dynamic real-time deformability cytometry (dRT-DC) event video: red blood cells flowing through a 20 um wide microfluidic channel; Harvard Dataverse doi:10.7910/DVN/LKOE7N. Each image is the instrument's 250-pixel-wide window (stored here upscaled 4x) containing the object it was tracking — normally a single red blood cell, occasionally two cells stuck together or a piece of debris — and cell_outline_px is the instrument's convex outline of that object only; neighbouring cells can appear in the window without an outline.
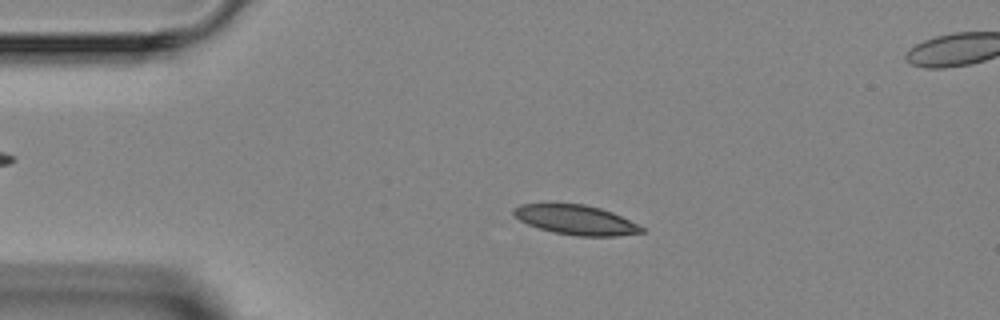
{"species": "Egyptian fruit bat (a non-hibernating species)", "species_latin": "Rousettus aegyptiacus", "temperature_condition": "room temperature", "stored_images_in_passage": 46, "segment_of_instrument_passage": [1, 2], "camera_frame_rate_fps": 3000, "um_per_image_px": 0.085, "animal": {"sex": "female"}, "frame": {"image": 1, "passage_image": 9, "time_ms": 2.667, "image_size_px": [1000, 320], "cell_outline_px": [[644, 232], [616, 236], [576, 236], [552, 232], [528, 224], [520, 220], [512, 212], [512, 208], [520, 204], [552, 200], [584, 204], [600, 208], [612, 212], [644, 228]], "centroid_in_image_um": [48.85, 18.63], "position_along_channel_um": 36.2, "area_um2": 22.77}}
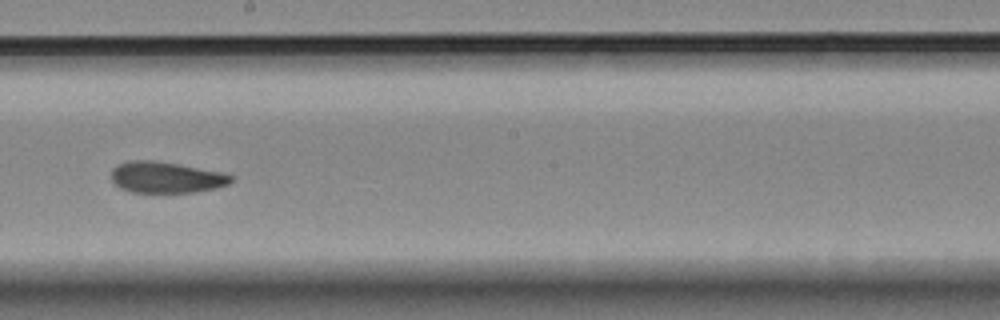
{"frame": {"image": 2, "passage_image": 25, "time_ms": 8.0, "image_size_px": [1000, 320], "cell_outline_px": [[232, 180], [228, 184], [216, 188], [196, 192], [132, 192], [120, 188], [112, 180], [112, 168], [116, 164], [128, 160], [152, 160], [176, 164], [220, 172], [232, 176]], "centroid_in_image_um": [14.07, 15.07], "position_along_channel_um": 234.1, "area_um2": 21.56}}
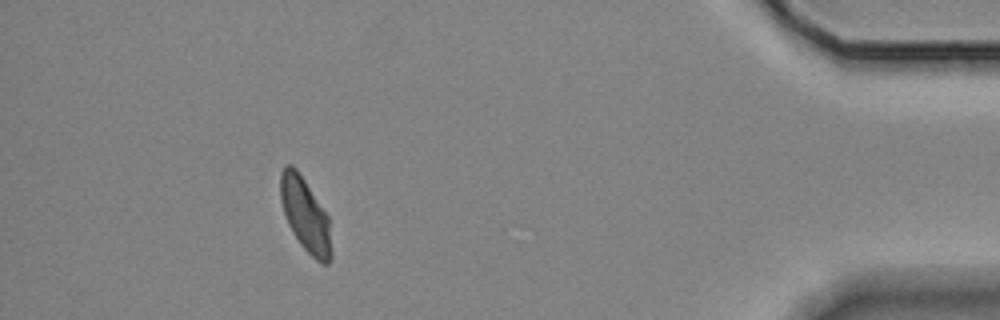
{"frame": {"image": 3, "passage_image": 41, "time_ms": 13.333, "image_size_px": [1000, 320], "cell_outline_px": [[332, 256], [328, 264], [320, 264], [300, 244], [292, 232], [288, 224], [280, 200], [280, 172], [288, 164], [292, 164], [296, 168], [328, 216], [332, 252]], "centroid_in_image_um": [25.95, 18.29], "position_along_channel_um": 409.3, "area_um2": 21.68}}